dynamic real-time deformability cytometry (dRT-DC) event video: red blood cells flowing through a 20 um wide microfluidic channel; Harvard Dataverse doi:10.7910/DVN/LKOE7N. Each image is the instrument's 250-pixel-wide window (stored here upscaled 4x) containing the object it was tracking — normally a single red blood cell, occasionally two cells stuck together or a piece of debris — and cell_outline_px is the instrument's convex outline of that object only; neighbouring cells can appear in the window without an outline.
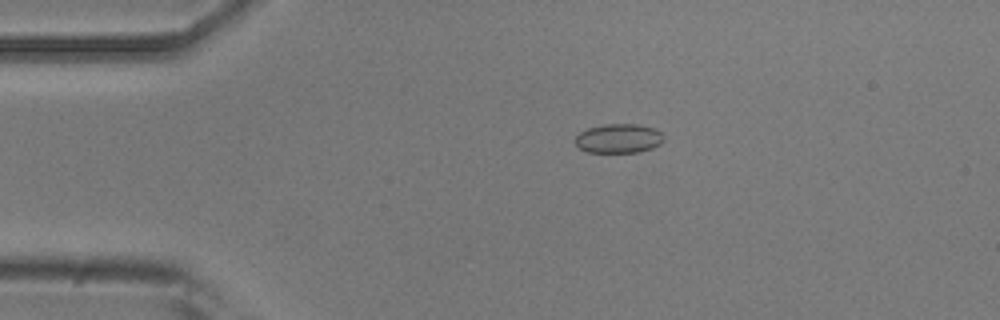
{"species": "common noctule bat (a hibernating species)", "species_latin": "Nyctalus noctula", "temperature_condition": "room temperature", "stored_images_in_passage": 18, "camera_frame_rate_fps": 3000, "um_per_image_px": 0.085, "animal": {"sex": "male", "body_mass_g": 20.5, "forearm_length_mm": 52.5}, "frame": {"image": 1, "passage_image": 3, "time_ms": 0.667, "image_size_px": [1000, 320], "cell_outline_px": [[664, 140], [660, 144], [652, 148], [640, 152], [588, 152], [580, 148], [576, 144], [576, 136], [580, 132], [588, 128], [604, 124], [636, 124], [656, 128], [664, 136]], "centroid_in_image_um": [52.62, 11.76], "position_along_channel_um": 32.4, "area_um2": 15.09}}
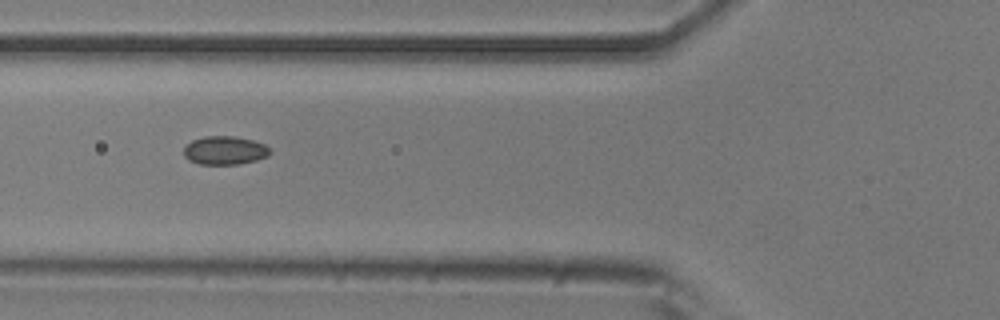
{"frame": {"image": 2, "passage_image": 12, "time_ms": 3.667, "image_size_px": [1000, 320], "cell_outline_px": [[268, 156], [256, 160], [236, 164], [200, 164], [188, 160], [184, 156], [184, 148], [192, 140], [204, 136], [236, 136], [252, 140], [264, 144], [268, 148]], "centroid_in_image_um": [19.07, 12.78], "position_along_channel_um": 106.7, "area_um2": 14.16}}
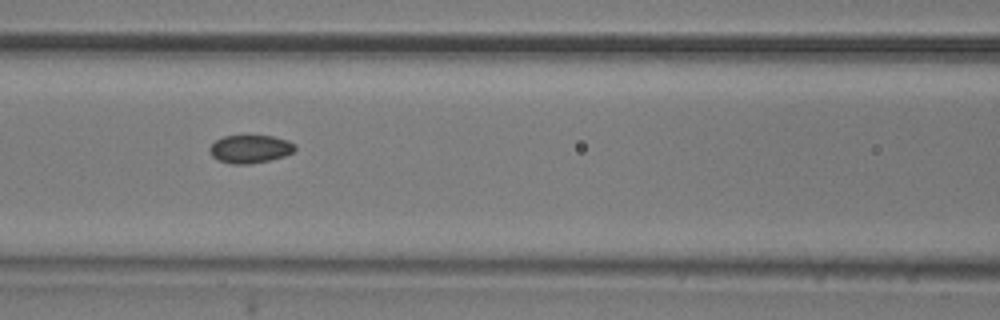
{"frame": {"image": 3, "passage_image": 15, "time_ms": 4.667, "image_size_px": [1000, 320], "cell_outline_px": [[296, 148], [292, 152], [284, 156], [268, 160], [248, 164], [232, 164], [220, 160], [212, 156], [208, 148], [216, 140], [224, 136], [272, 136], [288, 140], [296, 144]], "centroid_in_image_um": [21.27, 12.66], "position_along_channel_um": 145.3, "area_um2": 13.81}}